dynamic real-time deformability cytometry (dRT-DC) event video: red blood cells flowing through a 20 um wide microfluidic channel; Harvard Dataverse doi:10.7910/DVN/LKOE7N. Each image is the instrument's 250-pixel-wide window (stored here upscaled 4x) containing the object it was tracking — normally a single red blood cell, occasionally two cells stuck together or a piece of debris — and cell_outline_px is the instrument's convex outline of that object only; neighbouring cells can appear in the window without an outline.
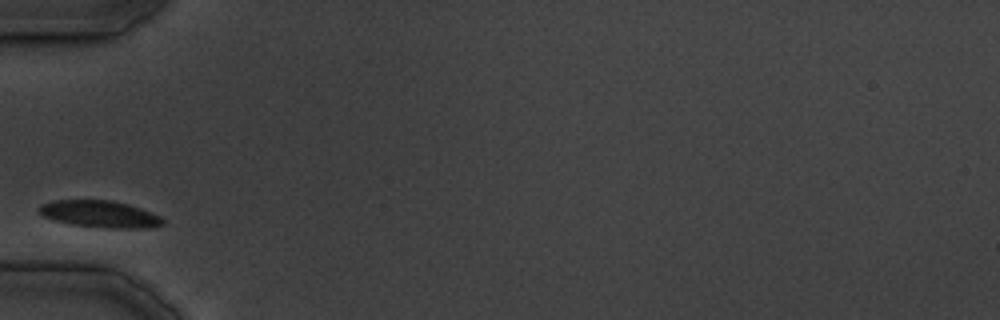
{"species": "common noctule bat (a hibernating species)", "species_latin": "Nyctalus noctula", "temperature_condition": "cold", "stored_images_in_passage": 25, "camera_frame_rate_fps": 3000, "um_per_image_px": 0.085, "animal": {"sex": "male", "body_mass_g": 19.5, "forearm_length_mm": 54.6}, "frame": {"image": 1, "passage_image": 1, "time_ms": 0.0, "image_size_px": [1000, 320], "cell_outline_px": [[164, 224], [152, 228], [112, 228], [68, 224], [44, 216], [36, 208], [40, 204], [52, 200], [112, 200], [128, 204], [140, 208], [160, 216], [164, 220]], "centroid_in_image_um": [8.48, 18.19], "position_along_channel_um": 76.5, "area_um2": 19.42}}
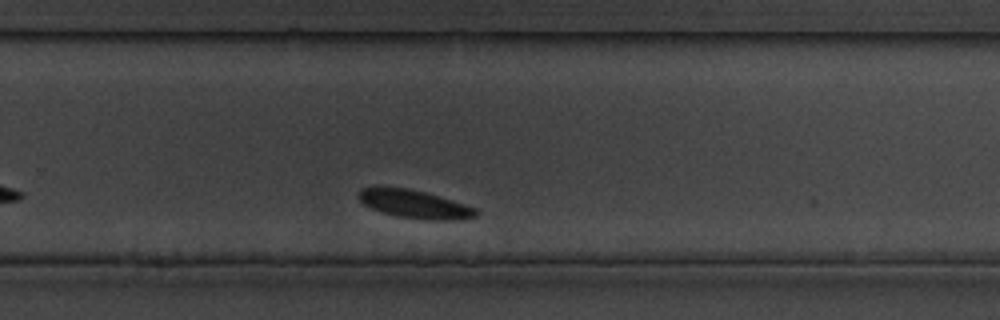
{"frame": {"image": 2, "passage_image": 15, "time_ms": 17.0, "image_size_px": [1000, 320], "cell_outline_px": [[480, 216], [448, 220], [432, 220], [396, 216], [372, 208], [364, 204], [356, 196], [364, 188], [372, 184], [380, 184], [408, 188], [440, 196], [476, 208], [480, 212]], "centroid_in_image_um": [35.19, 17.31], "position_along_channel_um": 294.6, "area_um2": 19.65}}
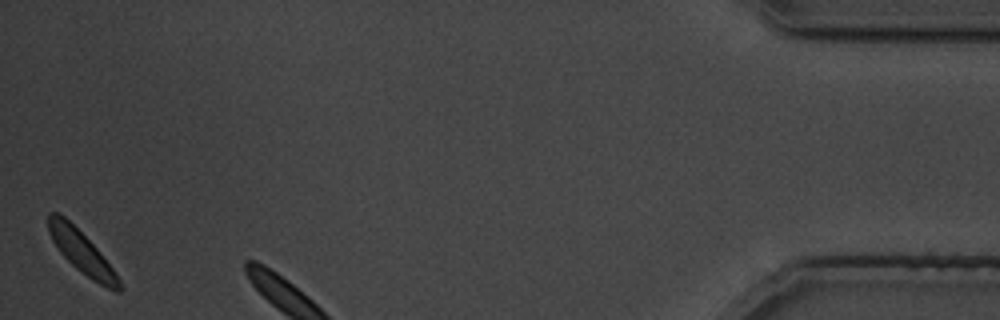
{"frame": {"image": 3, "passage_image": 25, "time_ms": 29.667, "image_size_px": [1000, 320], "cell_outline_px": [[120, 292], [116, 292], [92, 280], [76, 268], [60, 252], [52, 240], [48, 232], [48, 212], [56, 212], [64, 216], [100, 252], [116, 272], [120, 280]], "centroid_in_image_um": [6.93, 21.43], "position_along_channel_um": 428.3, "area_um2": 17.05}}